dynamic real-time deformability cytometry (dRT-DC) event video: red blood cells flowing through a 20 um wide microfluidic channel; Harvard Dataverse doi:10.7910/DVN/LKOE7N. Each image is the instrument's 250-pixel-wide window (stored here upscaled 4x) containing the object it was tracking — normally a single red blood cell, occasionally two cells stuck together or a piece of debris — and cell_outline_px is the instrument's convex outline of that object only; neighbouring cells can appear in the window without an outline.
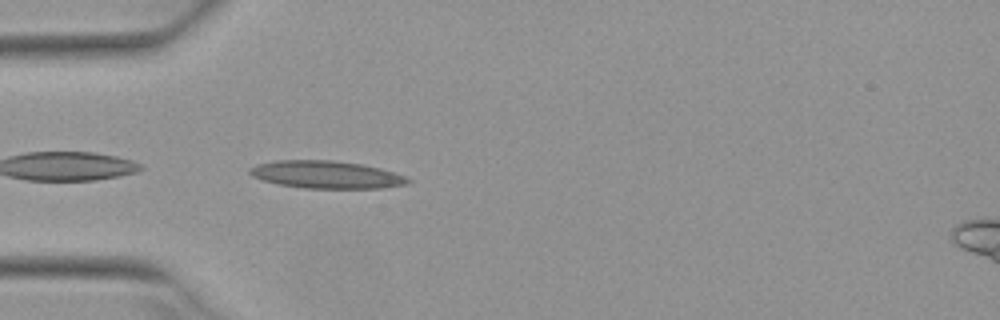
{"species": "Egyptian fruit bat (a non-hibernating species)", "species_latin": "Rousettus aegyptiacus", "temperature_condition": "warm", "stored_images_in_passage": 3, "camera_frame_rate_fps": 3000, "um_per_image_px": 0.085, "animal": {"sex": "female"}, "frame": {"image": 1, "passage_image": 3, "time_ms": 0.667, "image_size_px": [1000, 320], "cell_outline_px": [[412, 180], [408, 184], [380, 188], [304, 188], [280, 184], [264, 180], [252, 176], [248, 172], [248, 168], [256, 164], [276, 160], [332, 160], [360, 164], [380, 168], [404, 176]], "centroid_in_image_um": [27.71, 14.84], "position_along_channel_um": 57.3, "area_um2": 25.26}}